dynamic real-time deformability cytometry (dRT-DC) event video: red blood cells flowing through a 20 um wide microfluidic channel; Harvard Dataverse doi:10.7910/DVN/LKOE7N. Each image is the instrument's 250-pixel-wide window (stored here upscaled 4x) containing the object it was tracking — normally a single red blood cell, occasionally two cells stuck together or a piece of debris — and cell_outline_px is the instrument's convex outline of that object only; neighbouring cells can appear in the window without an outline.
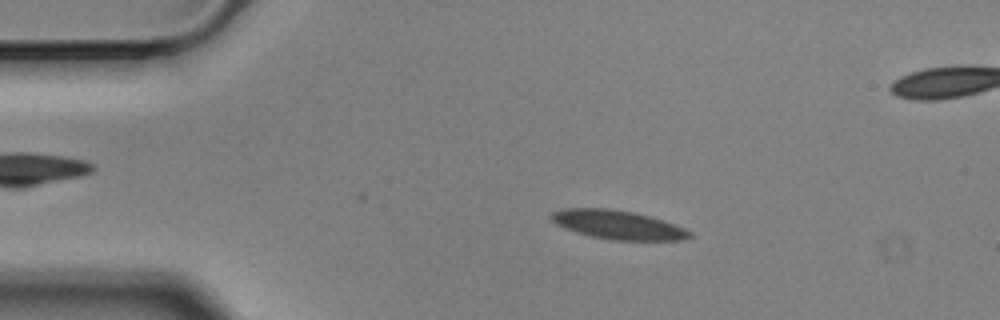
{"species": "Egyptian fruit bat (a non-hibernating species)", "species_latin": "Rousettus aegyptiacus", "temperature_condition": "cold", "stored_images_in_passage": 45, "camera_frame_rate_fps": 3000, "um_per_image_px": 0.085, "animal": {"sex": "male"}, "frame": {"image": 1, "passage_image": 10, "time_ms": 3.0, "image_size_px": [1000, 320], "cell_outline_px": [[692, 236], [684, 240], [612, 240], [592, 236], [576, 232], [564, 228], [556, 224], [548, 216], [552, 212], [564, 208], [608, 208], [632, 212], [664, 220], [676, 224], [692, 232]], "centroid_in_image_um": [52.52, 19.1], "position_along_channel_um": 32.5, "area_um2": 23.29}}
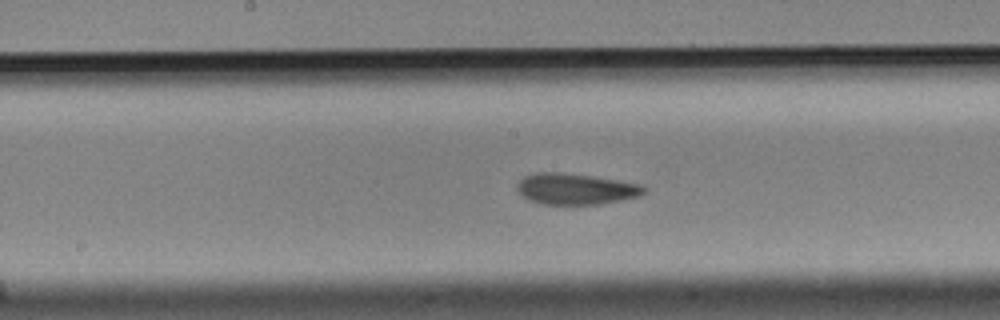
{"frame": {"image": 2, "passage_image": 28, "time_ms": 9.0, "image_size_px": [1000, 320], "cell_outline_px": [[648, 188], [640, 196], [600, 204], [544, 204], [528, 200], [520, 196], [516, 192], [516, 184], [524, 176], [536, 172], [560, 172], [592, 176], [640, 184]], "centroid_in_image_um": [48.87, 16.06], "position_along_channel_um": 199.3, "area_um2": 23.12}}
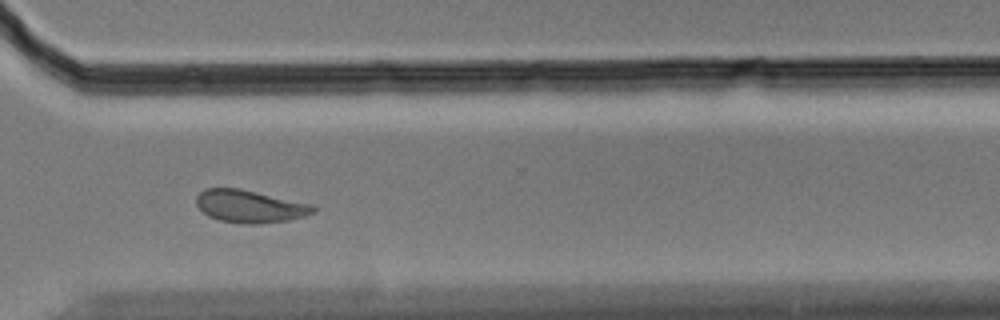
{"frame": {"image": 3, "passage_image": 41, "time_ms": 13.333, "image_size_px": [1000, 320], "cell_outline_px": [[316, 212], [304, 216], [288, 220], [256, 224], [244, 224], [220, 220], [208, 216], [196, 204], [196, 196], [204, 188], [240, 188], [312, 204], [316, 208]], "centroid_in_image_um": [21.24, 17.53], "position_along_channel_um": 349.4, "area_um2": 22.2}, "authors_computed_cell_mechanics": {"area_um2": 23.12, "velocity_mm_per_s": 3.4704, "shape_relaxation_time_tau1_ms": 8.8985, "shape_relaxation_time_tau2_ms": 2.843, "deformation_change_tau1": 0.1461, "deformation_change_tau2": 0.0971}}